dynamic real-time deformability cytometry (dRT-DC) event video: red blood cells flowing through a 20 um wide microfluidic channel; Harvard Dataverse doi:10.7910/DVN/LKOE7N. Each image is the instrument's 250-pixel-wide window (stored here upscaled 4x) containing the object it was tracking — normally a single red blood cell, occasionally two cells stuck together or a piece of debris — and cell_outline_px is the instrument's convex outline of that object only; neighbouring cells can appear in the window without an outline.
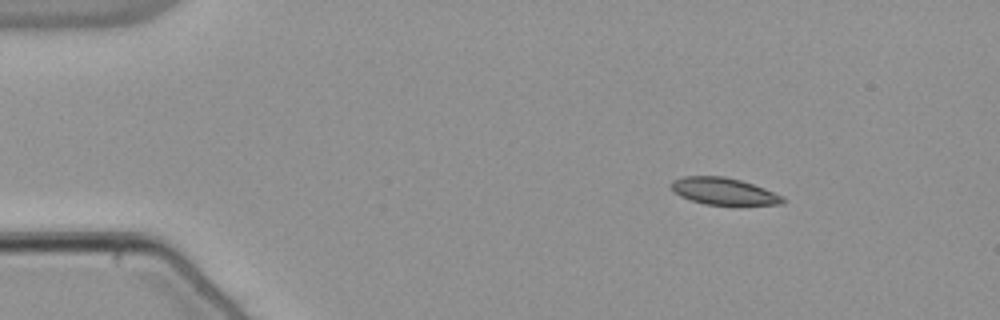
{"species": "common noctule bat (a hibernating species)", "species_latin": "Nyctalus noctula", "temperature_condition": "warm", "stored_images_in_passage": 54, "camera_frame_rate_fps": 3000, "um_per_image_px": 0.085, "animal": {"sex": "male", "body_mass_g": 21.5, "forearm_length_mm": 52.0}, "frame": {"image": 1, "passage_image": 8, "time_ms": 2.333, "image_size_px": [1000, 320], "cell_outline_px": [[784, 204], [704, 204], [680, 196], [668, 184], [672, 180], [684, 176], [724, 176], [740, 180], [764, 188], [784, 196]], "centroid_in_image_um": [61.49, 16.24], "position_along_channel_um": 23.5, "area_um2": 17.28}}
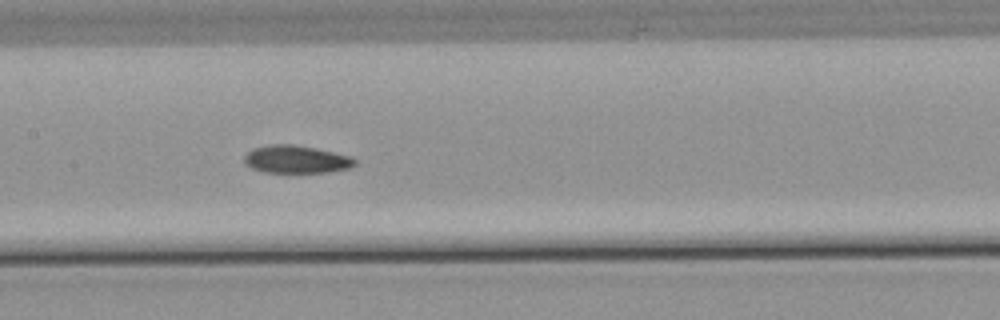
{"frame": {"image": 2, "passage_image": 27, "time_ms": 8.667, "image_size_px": [1000, 320], "cell_outline_px": [[356, 164], [352, 168], [328, 172], [264, 172], [252, 168], [244, 164], [244, 156], [252, 148], [272, 144], [292, 144], [316, 148], [352, 156], [356, 160]], "centroid_in_image_um": [25.2, 13.54], "position_along_channel_um": 182.2, "area_um2": 18.03}}
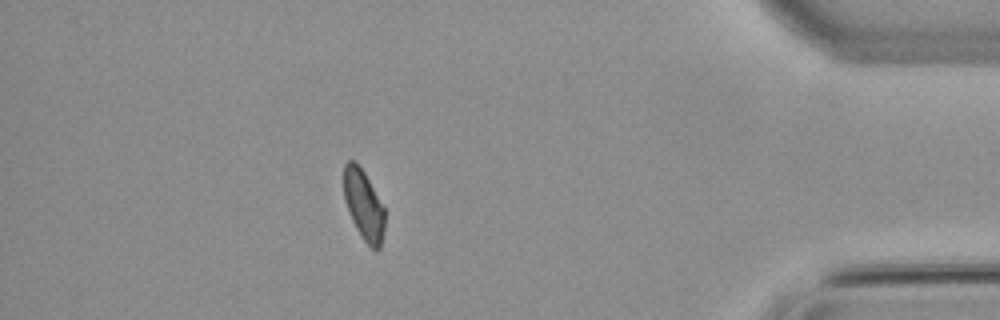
{"frame": {"image": 3, "passage_image": 48, "time_ms": 15.667, "image_size_px": [1000, 320], "cell_outline_px": [[384, 232], [380, 248], [372, 248], [364, 240], [356, 228], [352, 220], [344, 200], [344, 164], [348, 160], [352, 160], [364, 172], [384, 208]], "centroid_in_image_um": [30.9, 17.43], "position_along_channel_um": 404.3, "area_um2": 16.36}, "authors_computed_cell_mechanics": {"area_um2": 18.0625, "velocity_mm_per_s": 3.8207, "shape_relaxation_time_tau1_ms": null, "shape_relaxation_time_tau2_ms": 5.5798, "deformation_change_tau1": null, "deformation_change_tau2": 0.1005}}